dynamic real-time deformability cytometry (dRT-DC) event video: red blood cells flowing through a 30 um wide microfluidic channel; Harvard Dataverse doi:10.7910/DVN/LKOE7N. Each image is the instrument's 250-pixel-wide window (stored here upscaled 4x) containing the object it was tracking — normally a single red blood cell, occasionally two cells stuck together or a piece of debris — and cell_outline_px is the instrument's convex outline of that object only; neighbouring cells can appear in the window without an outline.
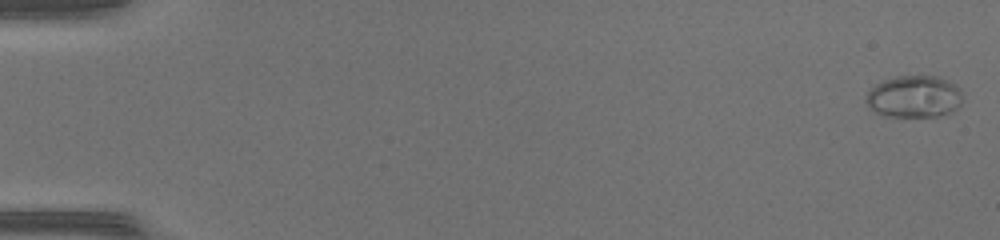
{"species": "common noctule bat (a hibernating species)", "species_latin": "Nyctalus noctula", "temperature_condition": "warm", "stored_images_in_passage": 50, "camera_frame_rate_fps": 3000, "um_per_image_px": 0.085, "animal": {"sex": "female", "body_mass_g": 17.0, "forearm_length_mm": 48.0}, "frame": {"image": 1, "passage_image": 1, "time_ms": 0.0, "image_size_px": [1000, 240], "cell_outline_px": [[960, 104], [952, 112], [940, 116], [884, 116], [872, 112], [868, 108], [864, 100], [868, 92], [876, 84], [884, 80], [896, 76], [940, 76], [956, 84], [960, 88]], "centroid_in_image_um": [77.67, 8.21], "position_along_channel_um": 7.3, "area_um2": 23.87}}
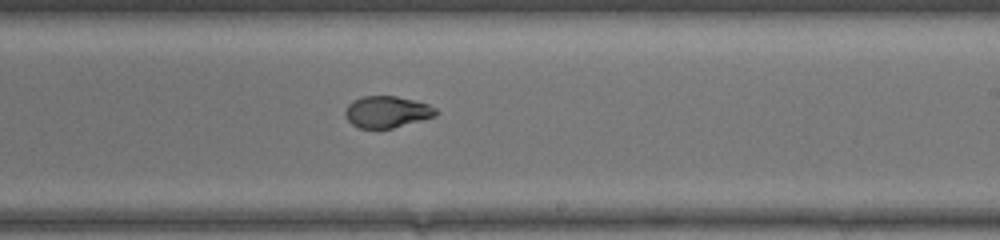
{"frame": {"image": 2, "passage_image": 31, "time_ms": 10.0, "image_size_px": [1000, 240], "cell_outline_px": [[440, 112], [436, 116], [392, 128], [360, 128], [352, 124], [344, 116], [344, 112], [348, 104], [352, 100], [364, 96], [396, 96], [428, 104], [436, 108]], "centroid_in_image_um": [32.89, 9.5], "position_along_channel_um": 256.1, "area_um2": 16.7}}
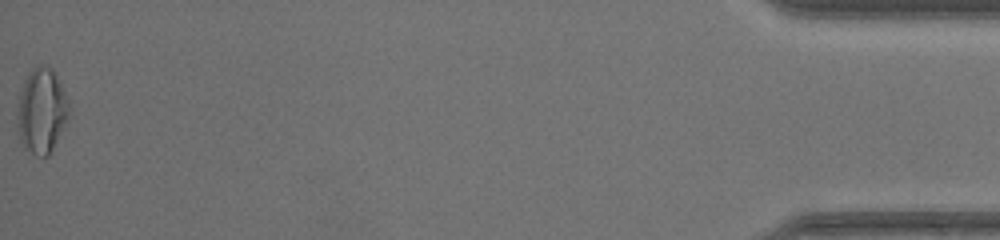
{"frame": {"image": 3, "passage_image": 50, "time_ms": 16.333, "image_size_px": [1000, 240], "cell_outline_px": [[68, 116], [48, 156], [36, 156], [20, 140], [16, 124], [16, 116], [20, 92], [28, 72], [32, 68], [40, 64], [52, 68], [68, 100]], "centroid_in_image_um": [3.5, 9.38], "position_along_channel_um": 431.7, "area_um2": 25.09}, "authors_computed_cell_mechanics": {"area_um2": 18.3515, "velocity_mm_per_s": 4.2877, "shape_relaxation_time_tau1_ms": 3.0381, "shape_relaxation_time_tau2_ms": 1.6518, "deformation_change_tau1": 0.1793, "deformation_change_tau2": 0.0606}}